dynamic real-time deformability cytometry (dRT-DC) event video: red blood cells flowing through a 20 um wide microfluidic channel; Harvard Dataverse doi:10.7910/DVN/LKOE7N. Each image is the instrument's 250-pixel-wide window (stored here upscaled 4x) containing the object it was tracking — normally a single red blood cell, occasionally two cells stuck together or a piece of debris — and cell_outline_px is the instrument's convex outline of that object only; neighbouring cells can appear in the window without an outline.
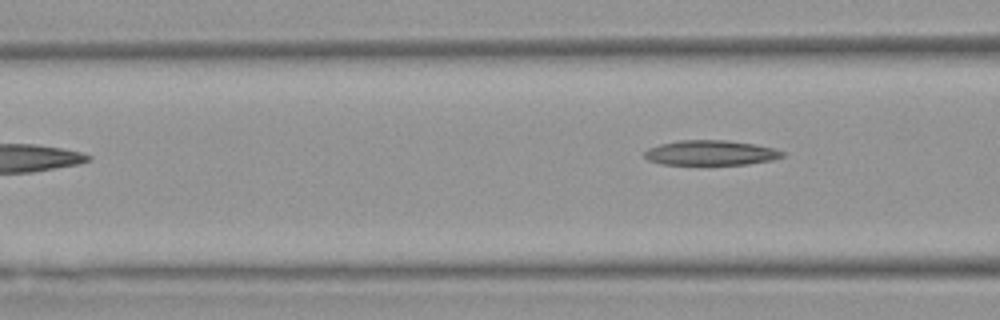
{"species": "Egyptian fruit bat (a non-hibernating species)", "species_latin": "Rousettus aegyptiacus", "temperature_condition": "warm", "stored_images_in_passage": 5, "camera_frame_rate_fps": 3000, "um_per_image_px": 0.085, "animal": {"sex": "female"}, "frame": {"image": 1, "passage_image": 5, "time_ms": 1.333, "image_size_px": [1000, 320], "cell_outline_px": [[784, 156], [772, 160], [748, 164], [660, 164], [648, 160], [644, 156], [644, 152], [648, 148], [660, 144], [680, 140], [728, 140], [756, 144], [776, 148], [784, 152]], "centroid_in_image_um": [60.43, 12.98], "position_along_channel_um": 106.2, "area_um2": 20.11}}